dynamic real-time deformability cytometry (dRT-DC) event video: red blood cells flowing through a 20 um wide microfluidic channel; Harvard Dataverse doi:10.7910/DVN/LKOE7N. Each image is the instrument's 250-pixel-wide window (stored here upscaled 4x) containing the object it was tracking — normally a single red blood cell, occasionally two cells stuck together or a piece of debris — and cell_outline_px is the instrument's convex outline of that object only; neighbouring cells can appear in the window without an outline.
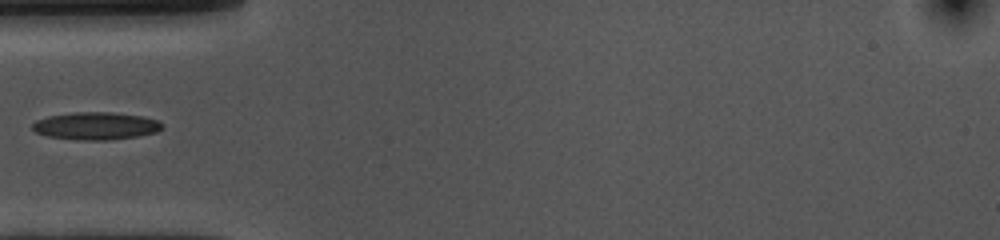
{"species": "common noctule bat (a hibernating species)", "species_latin": "Nyctalus noctula", "temperature_condition": "cold", "stored_images_in_passage": 39, "camera_frame_rate_fps": 3000, "um_per_image_px": 0.085, "animal": {"sex": "female", "body_mass_g": 10.0, "forearm_length_mm": 53.1}, "frame": {"image": 1, "passage_image": 1, "time_ms": 0.0, "image_size_px": [1000, 240], "cell_outline_px": [[164, 128], [156, 132], [136, 136], [108, 140], [76, 140], [48, 136], [36, 132], [32, 128], [32, 124], [36, 120], [48, 116], [76, 112], [112, 112], [144, 116], [160, 120], [164, 124]], "centroid_in_image_um": [8.19, 10.69], "position_along_channel_um": 76.8, "area_um2": 20.98}}
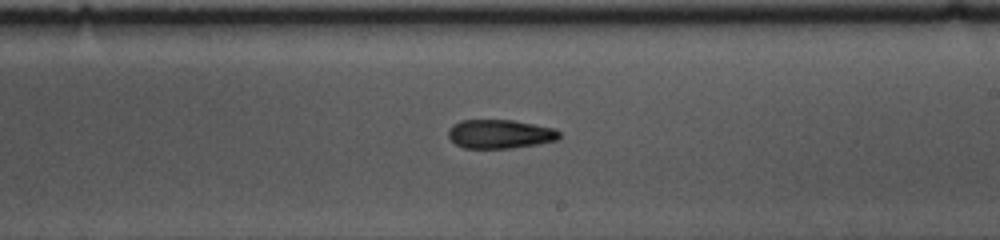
{"frame": {"image": 2, "passage_image": 15, "time_ms": 4.667, "image_size_px": [1000, 240], "cell_outline_px": [[560, 136], [556, 140], [536, 144], [512, 148], [464, 148], [456, 144], [448, 136], [448, 132], [452, 124], [460, 120], [512, 120], [552, 128], [560, 132]], "centroid_in_image_um": [42.46, 11.39], "position_along_channel_um": 246.5, "area_um2": 18.5}}
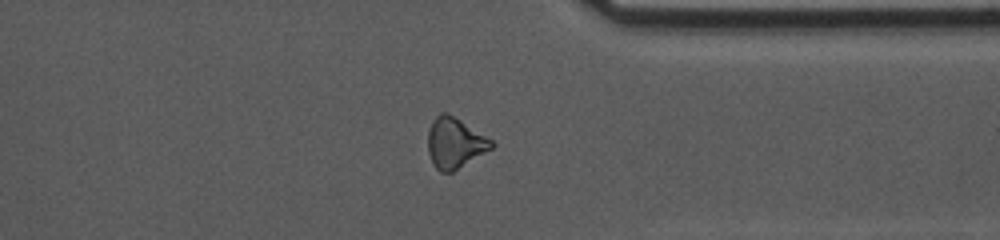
{"frame": {"image": 3, "passage_image": 26, "time_ms": 8.333, "image_size_px": [1000, 240], "cell_outline_px": [[496, 144], [492, 148], [452, 172], [440, 172], [436, 168], [428, 152], [428, 132], [432, 120], [440, 112], [448, 112], [492, 140]], "centroid_in_image_um": [38.65, 12.13], "position_along_channel_um": 372.8, "area_um2": 18.55}}